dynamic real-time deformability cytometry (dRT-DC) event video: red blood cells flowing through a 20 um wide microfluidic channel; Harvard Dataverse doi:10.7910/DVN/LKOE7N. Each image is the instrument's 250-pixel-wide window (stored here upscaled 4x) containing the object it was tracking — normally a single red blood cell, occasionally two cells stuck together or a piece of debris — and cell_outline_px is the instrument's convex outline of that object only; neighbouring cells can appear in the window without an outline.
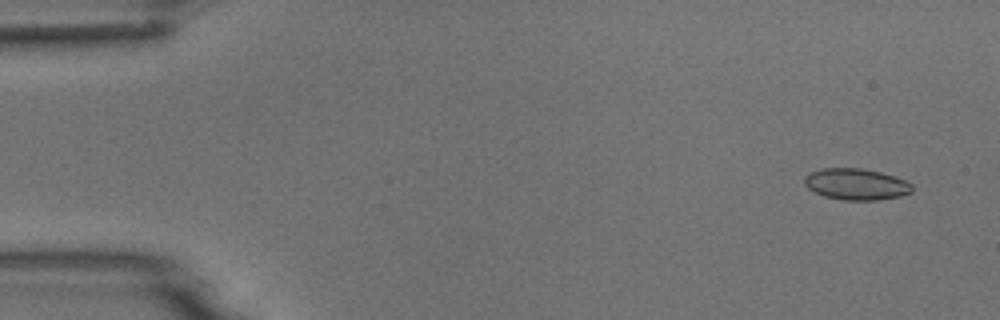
{"species": "common noctule bat (a hibernating species)", "species_latin": "Nyctalus noctula", "temperature_condition": "room temperature", "stored_images_in_passage": 3, "camera_frame_rate_fps": 3000, "um_per_image_px": 0.085, "animal": {"sex": "male", "body_mass_g": 18.8}, "frame": {"image": 1, "passage_image": 1, "time_ms": 0.0, "image_size_px": [1000, 320], "cell_outline_px": [[912, 192], [900, 196], [876, 200], [844, 200], [824, 196], [808, 188], [804, 184], [804, 176], [808, 172], [820, 168], [860, 168], [880, 172], [904, 180], [912, 184]], "centroid_in_image_um": [72.73, 15.65], "position_along_channel_um": 12.3, "area_um2": 19.65}}